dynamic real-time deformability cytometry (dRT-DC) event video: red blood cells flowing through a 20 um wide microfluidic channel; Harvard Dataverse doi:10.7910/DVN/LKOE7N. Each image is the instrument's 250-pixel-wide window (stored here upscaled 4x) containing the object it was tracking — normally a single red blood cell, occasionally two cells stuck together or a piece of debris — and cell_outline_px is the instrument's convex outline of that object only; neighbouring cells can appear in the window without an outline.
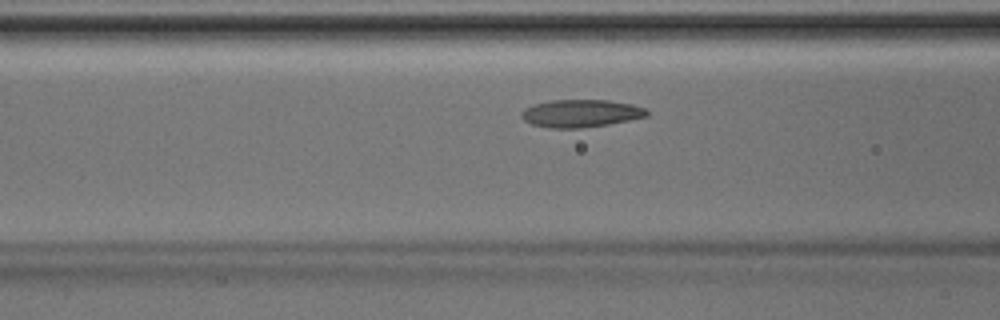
{"species": "Egyptian fruit bat (a non-hibernating species)", "species_latin": "Rousettus aegyptiacus", "temperature_condition": "room temperature", "stored_images_in_passage": 34, "camera_frame_rate_fps": 3000, "um_per_image_px": 0.085, "animal": {"sex": "male"}, "frame": {"image": 1, "passage_image": 15, "time_ms": 4.667, "image_size_px": [1000, 320], "cell_outline_px": [[648, 116], [608, 124], [580, 128], [552, 128], [532, 124], [524, 120], [520, 116], [520, 112], [524, 108], [532, 104], [548, 100], [608, 100], [632, 104], [648, 108]], "centroid_in_image_um": [49.35, 9.62], "position_along_channel_um": 117.3, "area_um2": 20.35}}